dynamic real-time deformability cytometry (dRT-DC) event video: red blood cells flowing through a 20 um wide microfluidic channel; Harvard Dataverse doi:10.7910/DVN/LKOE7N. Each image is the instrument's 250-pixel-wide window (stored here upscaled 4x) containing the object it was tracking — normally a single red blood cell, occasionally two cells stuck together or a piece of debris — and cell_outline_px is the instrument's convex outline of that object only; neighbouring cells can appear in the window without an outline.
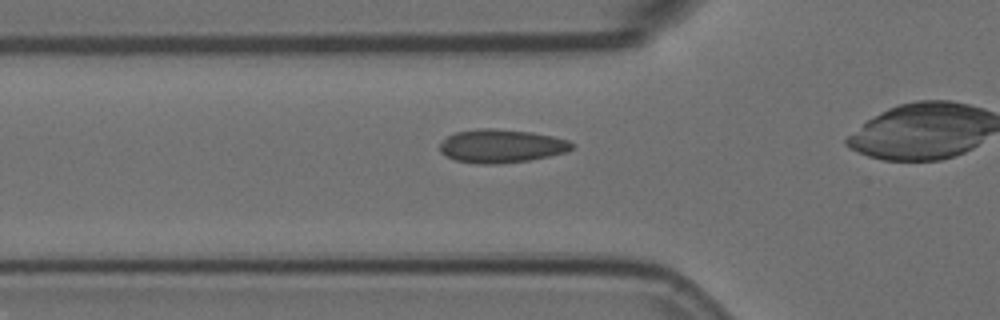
{"species": "Egyptian fruit bat (a non-hibernating species)", "species_latin": "Rousettus aegyptiacus", "temperature_condition": "room temperature", "stored_images_in_passage": 18, "camera_frame_rate_fps": 3000, "um_per_image_px": 0.085, "animal": {"sex": "female"}, "frame": {"image": 1, "passage_image": 2, "time_ms": 0.333, "image_size_px": [1000, 320], "cell_outline_px": [[572, 148], [568, 152], [528, 160], [496, 164], [480, 164], [456, 160], [440, 152], [440, 144], [448, 136], [456, 132], [476, 128], [492, 128], [532, 132], [552, 136], [568, 140], [572, 144]], "centroid_in_image_um": [42.61, 12.4], "position_along_channel_um": 83.2, "area_um2": 25.55}}
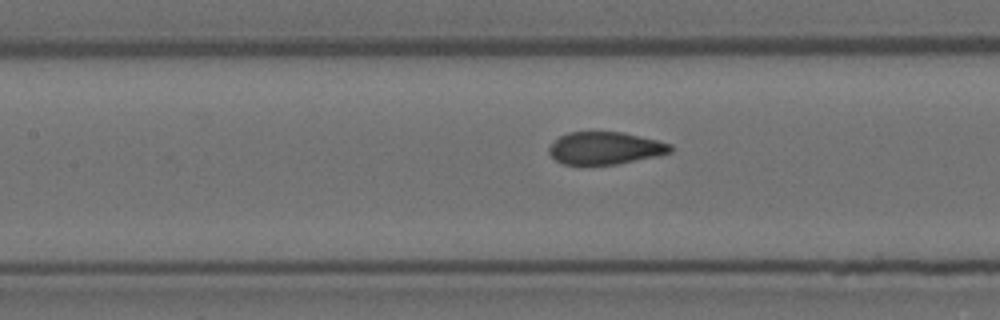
{"frame": {"image": 2, "passage_image": 8, "time_ms": 2.333, "image_size_px": [1000, 320], "cell_outline_px": [[672, 152], [656, 156], [616, 164], [564, 164], [556, 160], [548, 152], [548, 148], [560, 136], [568, 132], [624, 132], [672, 144]], "centroid_in_image_um": [51.44, 12.58], "position_along_channel_um": 156.0, "area_um2": 22.72}}
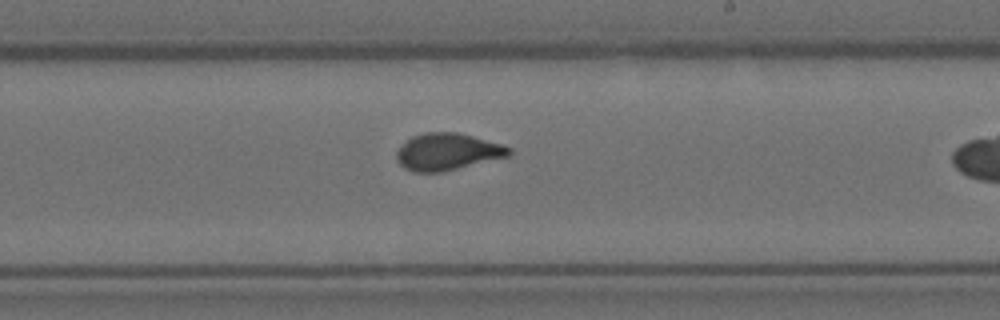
{"frame": {"image": 3, "passage_image": 16, "time_ms": 5.0, "image_size_px": [1000, 320], "cell_outline_px": [[512, 152], [508, 156], [444, 172], [412, 172], [404, 168], [396, 160], [396, 152], [412, 136], [424, 132], [456, 132], [472, 136], [500, 144], [512, 148]], "centroid_in_image_um": [38.02, 12.91], "position_along_channel_um": 251.0, "area_um2": 24.1}}